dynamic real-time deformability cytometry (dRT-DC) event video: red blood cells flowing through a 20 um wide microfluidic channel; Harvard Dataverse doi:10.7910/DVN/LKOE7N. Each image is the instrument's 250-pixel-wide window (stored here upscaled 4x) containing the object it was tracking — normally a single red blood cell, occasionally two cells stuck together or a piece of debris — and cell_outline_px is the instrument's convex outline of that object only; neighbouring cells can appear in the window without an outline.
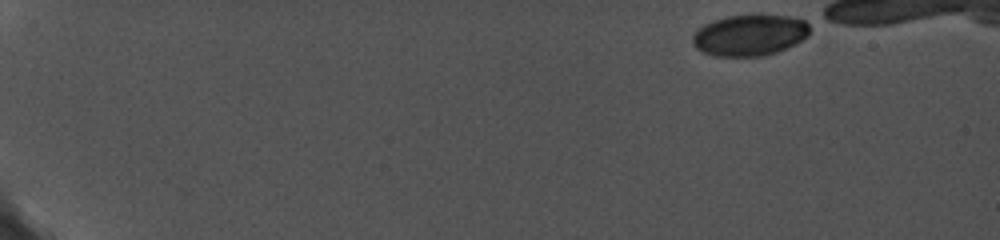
{"species": "common noctule bat (a hibernating species)", "species_latin": "Nyctalus noctula", "temperature_condition": "cold", "stored_images_in_passage": 5, "camera_frame_rate_fps": 5000, "um_per_image_px": 0.085, "animal": {"sex": "female", "body_mass_g": 19.0, "forearm_length_mm": 56.7}, "frame": {"image": 1, "passage_image": 1, "time_ms": 0.0, "image_size_px": [1000, 240], "cell_outline_px": [[808, 36], [776, 52], [764, 56], [712, 56], [696, 48], [692, 40], [692, 36], [696, 28], [712, 20], [728, 16], [752, 12], [760, 12], [792, 16], [804, 20], [808, 24]], "centroid_in_image_um": [63.69, 2.93], "position_along_channel_um": 21.3, "area_um2": 28.84}}
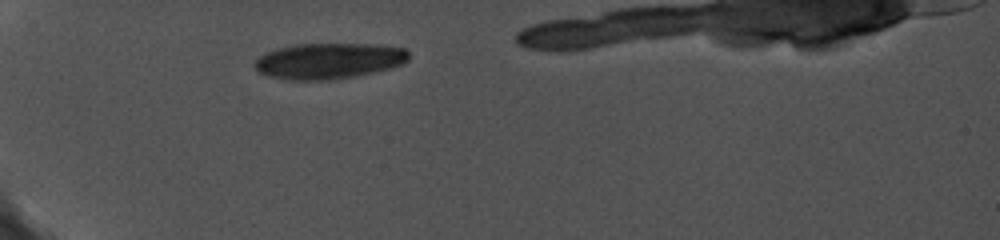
{"frame": {"image": 2, "passage_image": 5, "time_ms": 4.4, "image_size_px": [1000, 240], "cell_outline_px": [[408, 60], [404, 64], [372, 72], [352, 76], [316, 80], [296, 80], [268, 76], [260, 72], [252, 64], [260, 56], [276, 48], [300, 44], [384, 44], [404, 48], [408, 52]], "centroid_in_image_um": [27.96, 5.15], "position_along_channel_um": 57.0, "area_um2": 31.79}}